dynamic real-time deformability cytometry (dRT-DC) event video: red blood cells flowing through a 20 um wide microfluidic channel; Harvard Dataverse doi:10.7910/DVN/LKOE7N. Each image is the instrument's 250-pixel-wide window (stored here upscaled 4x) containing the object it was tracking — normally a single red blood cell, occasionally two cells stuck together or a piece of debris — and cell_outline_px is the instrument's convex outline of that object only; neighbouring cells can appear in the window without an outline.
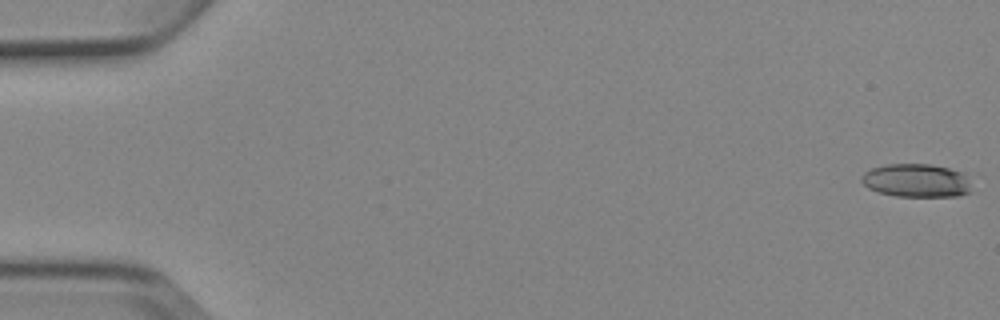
{"species": "Egyptian fruit bat (a non-hibernating species)", "species_latin": "Rousettus aegyptiacus", "temperature_condition": "cold", "stored_images_in_passage": 8, "camera_frame_rate_fps": 3000, "um_per_image_px": 0.085, "animal": {"sex": "female"}, "frame": {"image": 1, "passage_image": 1, "time_ms": 0.0, "image_size_px": [1000, 320], "cell_outline_px": [[968, 192], [960, 196], [896, 196], [880, 192], [868, 188], [860, 180], [860, 176], [864, 172], [872, 168], [888, 164], [928, 164], [948, 168], [964, 172], [968, 184]], "centroid_in_image_um": [77.84, 15.34], "position_along_channel_um": 7.2, "area_um2": 21.15}}
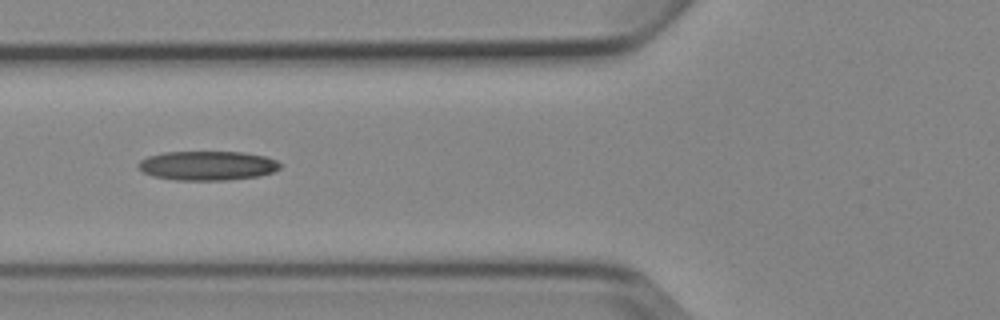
{"frame": {"image": 2, "passage_image": 6, "time_ms": 6.667, "image_size_px": [1000, 320], "cell_outline_px": [[280, 168], [272, 172], [260, 176], [228, 180], [172, 180], [152, 176], [136, 168], [136, 164], [140, 160], [148, 156], [164, 152], [244, 152], [264, 156], [276, 160], [280, 164]], "centroid_in_image_um": [17.59, 14.08], "position_along_channel_um": 108.2, "area_um2": 24.39}}
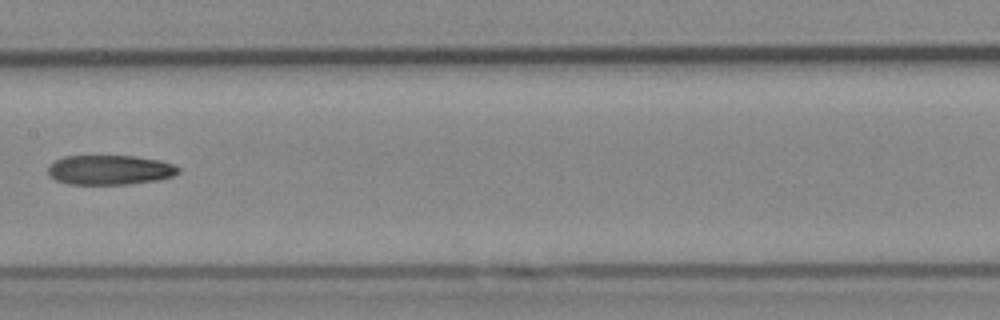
{"frame": {"image": 3, "passage_image": 8, "time_ms": 9.0, "image_size_px": [1000, 320], "cell_outline_px": [[180, 172], [172, 176], [160, 180], [128, 184], [68, 184], [56, 180], [48, 176], [48, 168], [56, 160], [64, 156], [136, 156], [160, 160], [172, 164], [180, 168]], "centroid_in_image_um": [9.35, 14.44], "position_along_channel_um": 198.0, "area_um2": 22.6}}